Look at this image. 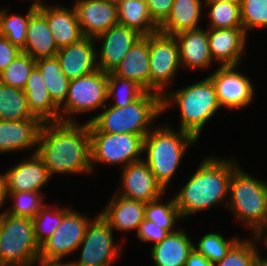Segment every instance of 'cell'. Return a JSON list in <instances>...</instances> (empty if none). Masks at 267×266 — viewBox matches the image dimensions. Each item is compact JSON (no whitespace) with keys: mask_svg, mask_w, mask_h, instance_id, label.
<instances>
[{"mask_svg":"<svg viewBox=\"0 0 267 266\" xmlns=\"http://www.w3.org/2000/svg\"><path fill=\"white\" fill-rule=\"evenodd\" d=\"M73 6L84 37L95 38L118 24L117 5L106 0H76Z\"/></svg>","mask_w":267,"mask_h":266,"instance_id":"2e32d148","label":"cell"},{"mask_svg":"<svg viewBox=\"0 0 267 266\" xmlns=\"http://www.w3.org/2000/svg\"><path fill=\"white\" fill-rule=\"evenodd\" d=\"M142 135L128 133L90 132L91 168L94 163L122 165L125 168L132 162L143 159ZM124 163V164H122Z\"/></svg>","mask_w":267,"mask_h":266,"instance_id":"9c48e42d","label":"cell"},{"mask_svg":"<svg viewBox=\"0 0 267 266\" xmlns=\"http://www.w3.org/2000/svg\"><path fill=\"white\" fill-rule=\"evenodd\" d=\"M39 255L33 220L0 213V266H26Z\"/></svg>","mask_w":267,"mask_h":266,"instance_id":"52a82bcc","label":"cell"},{"mask_svg":"<svg viewBox=\"0 0 267 266\" xmlns=\"http://www.w3.org/2000/svg\"><path fill=\"white\" fill-rule=\"evenodd\" d=\"M32 154L4 173L7 192H41L49 183L52 177L48 168L36 153Z\"/></svg>","mask_w":267,"mask_h":266,"instance_id":"e0dca14e","label":"cell"},{"mask_svg":"<svg viewBox=\"0 0 267 266\" xmlns=\"http://www.w3.org/2000/svg\"><path fill=\"white\" fill-rule=\"evenodd\" d=\"M113 229L100 214L91 219L78 250L82 248L79 261H70L71 266H111L120 256L121 245L114 243ZM112 262V263H111Z\"/></svg>","mask_w":267,"mask_h":266,"instance_id":"30bf717a","label":"cell"},{"mask_svg":"<svg viewBox=\"0 0 267 266\" xmlns=\"http://www.w3.org/2000/svg\"><path fill=\"white\" fill-rule=\"evenodd\" d=\"M36 154L52 177L92 173L89 123H43Z\"/></svg>","mask_w":267,"mask_h":266,"instance_id":"6da1fadb","label":"cell"},{"mask_svg":"<svg viewBox=\"0 0 267 266\" xmlns=\"http://www.w3.org/2000/svg\"><path fill=\"white\" fill-rule=\"evenodd\" d=\"M238 166L234 159L206 156L182 189L174 196L181 220L228 200L229 183Z\"/></svg>","mask_w":267,"mask_h":266,"instance_id":"7a4b0ae2","label":"cell"},{"mask_svg":"<svg viewBox=\"0 0 267 266\" xmlns=\"http://www.w3.org/2000/svg\"><path fill=\"white\" fill-rule=\"evenodd\" d=\"M238 67L219 66L209 76L214 83L221 109L239 110L252 103L254 86L247 76L236 70Z\"/></svg>","mask_w":267,"mask_h":266,"instance_id":"4fadbf2b","label":"cell"},{"mask_svg":"<svg viewBox=\"0 0 267 266\" xmlns=\"http://www.w3.org/2000/svg\"><path fill=\"white\" fill-rule=\"evenodd\" d=\"M95 44L94 38L84 37L58 50L56 58L69 80L77 79L98 69Z\"/></svg>","mask_w":267,"mask_h":266,"instance_id":"d6986e66","label":"cell"},{"mask_svg":"<svg viewBox=\"0 0 267 266\" xmlns=\"http://www.w3.org/2000/svg\"><path fill=\"white\" fill-rule=\"evenodd\" d=\"M142 37L138 31L120 24L96 36L94 41L102 42L100 51L96 50L97 68L103 72H112Z\"/></svg>","mask_w":267,"mask_h":266,"instance_id":"9a60e30c","label":"cell"},{"mask_svg":"<svg viewBox=\"0 0 267 266\" xmlns=\"http://www.w3.org/2000/svg\"><path fill=\"white\" fill-rule=\"evenodd\" d=\"M42 125L37 117L21 121L0 120V153L20 152L34 147L36 153Z\"/></svg>","mask_w":267,"mask_h":266,"instance_id":"44dd1931","label":"cell"},{"mask_svg":"<svg viewBox=\"0 0 267 266\" xmlns=\"http://www.w3.org/2000/svg\"><path fill=\"white\" fill-rule=\"evenodd\" d=\"M137 233V237L143 242H154L153 245L161 242L169 232L166 229L160 228L156 223L144 219L140 224Z\"/></svg>","mask_w":267,"mask_h":266,"instance_id":"b9f144b4","label":"cell"},{"mask_svg":"<svg viewBox=\"0 0 267 266\" xmlns=\"http://www.w3.org/2000/svg\"><path fill=\"white\" fill-rule=\"evenodd\" d=\"M204 1L173 0L171 12L167 19L159 26V31L163 34L175 36L181 32L201 28L198 24L202 17Z\"/></svg>","mask_w":267,"mask_h":266,"instance_id":"83f0119b","label":"cell"},{"mask_svg":"<svg viewBox=\"0 0 267 266\" xmlns=\"http://www.w3.org/2000/svg\"><path fill=\"white\" fill-rule=\"evenodd\" d=\"M108 102V72L100 69L70 80L68 95L59 107L60 122L78 123L74 114L103 108ZM72 115V116H71Z\"/></svg>","mask_w":267,"mask_h":266,"instance_id":"ba28073f","label":"cell"},{"mask_svg":"<svg viewBox=\"0 0 267 266\" xmlns=\"http://www.w3.org/2000/svg\"><path fill=\"white\" fill-rule=\"evenodd\" d=\"M208 44L213 61L220 66H241L247 33L243 28L208 29Z\"/></svg>","mask_w":267,"mask_h":266,"instance_id":"ac0fdd59","label":"cell"},{"mask_svg":"<svg viewBox=\"0 0 267 266\" xmlns=\"http://www.w3.org/2000/svg\"><path fill=\"white\" fill-rule=\"evenodd\" d=\"M174 37L179 46L182 67L205 70L212 66L214 61L208 44L207 30L198 28L178 33Z\"/></svg>","mask_w":267,"mask_h":266,"instance_id":"7402d4cb","label":"cell"},{"mask_svg":"<svg viewBox=\"0 0 267 266\" xmlns=\"http://www.w3.org/2000/svg\"><path fill=\"white\" fill-rule=\"evenodd\" d=\"M265 233V234H264ZM256 239L260 244L263 242L262 245L267 249V225L262 228L256 235Z\"/></svg>","mask_w":267,"mask_h":266,"instance_id":"c3c4849f","label":"cell"},{"mask_svg":"<svg viewBox=\"0 0 267 266\" xmlns=\"http://www.w3.org/2000/svg\"><path fill=\"white\" fill-rule=\"evenodd\" d=\"M183 229L169 233L161 242L152 245L150 253L155 266H185L190 252L194 249Z\"/></svg>","mask_w":267,"mask_h":266,"instance_id":"4316f807","label":"cell"},{"mask_svg":"<svg viewBox=\"0 0 267 266\" xmlns=\"http://www.w3.org/2000/svg\"><path fill=\"white\" fill-rule=\"evenodd\" d=\"M144 92L134 81L108 72V100L113 99L115 101L111 106L126 107L137 100Z\"/></svg>","mask_w":267,"mask_h":266,"instance_id":"8d00e7d4","label":"cell"},{"mask_svg":"<svg viewBox=\"0 0 267 266\" xmlns=\"http://www.w3.org/2000/svg\"><path fill=\"white\" fill-rule=\"evenodd\" d=\"M31 113L43 123L60 122L59 107L52 101L44 79L35 66L23 89Z\"/></svg>","mask_w":267,"mask_h":266,"instance_id":"484cf974","label":"cell"},{"mask_svg":"<svg viewBox=\"0 0 267 266\" xmlns=\"http://www.w3.org/2000/svg\"><path fill=\"white\" fill-rule=\"evenodd\" d=\"M102 113L87 120L90 132L128 133L145 137L162 114V97L154 92H144L126 107L105 105Z\"/></svg>","mask_w":267,"mask_h":266,"instance_id":"3957f363","label":"cell"},{"mask_svg":"<svg viewBox=\"0 0 267 266\" xmlns=\"http://www.w3.org/2000/svg\"><path fill=\"white\" fill-rule=\"evenodd\" d=\"M7 186L4 174L0 175V208L4 206L5 201L7 202Z\"/></svg>","mask_w":267,"mask_h":266,"instance_id":"7dc6e473","label":"cell"},{"mask_svg":"<svg viewBox=\"0 0 267 266\" xmlns=\"http://www.w3.org/2000/svg\"><path fill=\"white\" fill-rule=\"evenodd\" d=\"M156 128L144 137L143 153H147L144 161L154 174L155 179L166 190L172 181L181 159L190 144L197 143V139L188 132H176L166 124Z\"/></svg>","mask_w":267,"mask_h":266,"instance_id":"5b68a950","label":"cell"},{"mask_svg":"<svg viewBox=\"0 0 267 266\" xmlns=\"http://www.w3.org/2000/svg\"><path fill=\"white\" fill-rule=\"evenodd\" d=\"M35 262H39V266H71V262H64L62 260H56V259H44V258H36L32 262H30L26 266H33Z\"/></svg>","mask_w":267,"mask_h":266,"instance_id":"bcb514c9","label":"cell"},{"mask_svg":"<svg viewBox=\"0 0 267 266\" xmlns=\"http://www.w3.org/2000/svg\"><path fill=\"white\" fill-rule=\"evenodd\" d=\"M150 92L161 97L180 68L176 38L160 31L149 35Z\"/></svg>","mask_w":267,"mask_h":266,"instance_id":"8fae6325","label":"cell"},{"mask_svg":"<svg viewBox=\"0 0 267 266\" xmlns=\"http://www.w3.org/2000/svg\"><path fill=\"white\" fill-rule=\"evenodd\" d=\"M185 266H214V263L193 249L188 255Z\"/></svg>","mask_w":267,"mask_h":266,"instance_id":"f6af8a7d","label":"cell"},{"mask_svg":"<svg viewBox=\"0 0 267 266\" xmlns=\"http://www.w3.org/2000/svg\"><path fill=\"white\" fill-rule=\"evenodd\" d=\"M42 192H7L8 197L12 198L13 205L7 208L5 213L15 216L32 219L35 217L40 208L44 205Z\"/></svg>","mask_w":267,"mask_h":266,"instance_id":"ab89813d","label":"cell"},{"mask_svg":"<svg viewBox=\"0 0 267 266\" xmlns=\"http://www.w3.org/2000/svg\"><path fill=\"white\" fill-rule=\"evenodd\" d=\"M58 206L53 210L51 206L48 207V205L44 204L38 214L32 218L34 236L39 246L54 233L61 224L63 217L72 209Z\"/></svg>","mask_w":267,"mask_h":266,"instance_id":"e575fe53","label":"cell"},{"mask_svg":"<svg viewBox=\"0 0 267 266\" xmlns=\"http://www.w3.org/2000/svg\"><path fill=\"white\" fill-rule=\"evenodd\" d=\"M118 24L132 28L143 36L159 31L145 0H124L117 6Z\"/></svg>","mask_w":267,"mask_h":266,"instance_id":"f1b7e54d","label":"cell"},{"mask_svg":"<svg viewBox=\"0 0 267 266\" xmlns=\"http://www.w3.org/2000/svg\"><path fill=\"white\" fill-rule=\"evenodd\" d=\"M21 53L6 37L0 35V73Z\"/></svg>","mask_w":267,"mask_h":266,"instance_id":"ee69618b","label":"cell"},{"mask_svg":"<svg viewBox=\"0 0 267 266\" xmlns=\"http://www.w3.org/2000/svg\"><path fill=\"white\" fill-rule=\"evenodd\" d=\"M90 220L88 215L80 214L72 208L54 233L40 245L39 257L64 260L63 258L78 250Z\"/></svg>","mask_w":267,"mask_h":266,"instance_id":"7c38bea8","label":"cell"},{"mask_svg":"<svg viewBox=\"0 0 267 266\" xmlns=\"http://www.w3.org/2000/svg\"><path fill=\"white\" fill-rule=\"evenodd\" d=\"M36 67L41 73L45 87L52 101L60 107L68 95L70 80L62 71L56 56L36 60Z\"/></svg>","mask_w":267,"mask_h":266,"instance_id":"f546056e","label":"cell"},{"mask_svg":"<svg viewBox=\"0 0 267 266\" xmlns=\"http://www.w3.org/2000/svg\"><path fill=\"white\" fill-rule=\"evenodd\" d=\"M121 171V185L115 191L117 195L145 203L164 196L166 190L155 179L144 159L130 163Z\"/></svg>","mask_w":267,"mask_h":266,"instance_id":"5bb4252c","label":"cell"},{"mask_svg":"<svg viewBox=\"0 0 267 266\" xmlns=\"http://www.w3.org/2000/svg\"><path fill=\"white\" fill-rule=\"evenodd\" d=\"M58 50L46 17L36 8L30 14L25 46L21 52L39 60L55 57Z\"/></svg>","mask_w":267,"mask_h":266,"instance_id":"d4e9b609","label":"cell"},{"mask_svg":"<svg viewBox=\"0 0 267 266\" xmlns=\"http://www.w3.org/2000/svg\"><path fill=\"white\" fill-rule=\"evenodd\" d=\"M149 35L137 41L114 68L118 77L137 83L145 92H150Z\"/></svg>","mask_w":267,"mask_h":266,"instance_id":"603a6c76","label":"cell"},{"mask_svg":"<svg viewBox=\"0 0 267 266\" xmlns=\"http://www.w3.org/2000/svg\"><path fill=\"white\" fill-rule=\"evenodd\" d=\"M161 200L162 197L146 203L144 217L169 233L175 232L177 230L176 223L181 219L175 199L174 197L170 198L164 203Z\"/></svg>","mask_w":267,"mask_h":266,"instance_id":"836d02e7","label":"cell"},{"mask_svg":"<svg viewBox=\"0 0 267 266\" xmlns=\"http://www.w3.org/2000/svg\"><path fill=\"white\" fill-rule=\"evenodd\" d=\"M173 103L180 109L178 128L190 133L197 140L207 121L221 108L214 83L209 76L182 89L165 93L162 97V114Z\"/></svg>","mask_w":267,"mask_h":266,"instance_id":"277c9868","label":"cell"},{"mask_svg":"<svg viewBox=\"0 0 267 266\" xmlns=\"http://www.w3.org/2000/svg\"><path fill=\"white\" fill-rule=\"evenodd\" d=\"M108 2H110L111 4H114V5H119L121 4L124 0H106Z\"/></svg>","mask_w":267,"mask_h":266,"instance_id":"816d5d0a","label":"cell"},{"mask_svg":"<svg viewBox=\"0 0 267 266\" xmlns=\"http://www.w3.org/2000/svg\"><path fill=\"white\" fill-rule=\"evenodd\" d=\"M240 12L242 28L246 33L253 28L267 27V0H242Z\"/></svg>","mask_w":267,"mask_h":266,"instance_id":"60d3db41","label":"cell"},{"mask_svg":"<svg viewBox=\"0 0 267 266\" xmlns=\"http://www.w3.org/2000/svg\"><path fill=\"white\" fill-rule=\"evenodd\" d=\"M226 206L255 236L267 225V182L254 178L238 165L232 172Z\"/></svg>","mask_w":267,"mask_h":266,"instance_id":"8992f818","label":"cell"},{"mask_svg":"<svg viewBox=\"0 0 267 266\" xmlns=\"http://www.w3.org/2000/svg\"><path fill=\"white\" fill-rule=\"evenodd\" d=\"M151 18L160 26L169 16L173 0H145Z\"/></svg>","mask_w":267,"mask_h":266,"instance_id":"7bdbcfd3","label":"cell"},{"mask_svg":"<svg viewBox=\"0 0 267 266\" xmlns=\"http://www.w3.org/2000/svg\"><path fill=\"white\" fill-rule=\"evenodd\" d=\"M71 8L61 5L48 6L44 2L37 1V9L46 17L49 29L59 49L84 38L76 10L74 6Z\"/></svg>","mask_w":267,"mask_h":266,"instance_id":"ffe728a7","label":"cell"},{"mask_svg":"<svg viewBox=\"0 0 267 266\" xmlns=\"http://www.w3.org/2000/svg\"><path fill=\"white\" fill-rule=\"evenodd\" d=\"M205 1H221V2H229L241 5L242 0H205Z\"/></svg>","mask_w":267,"mask_h":266,"instance_id":"f907efd6","label":"cell"},{"mask_svg":"<svg viewBox=\"0 0 267 266\" xmlns=\"http://www.w3.org/2000/svg\"><path fill=\"white\" fill-rule=\"evenodd\" d=\"M37 8L34 0L25 16L8 14V9H0V35L6 37L13 45L22 50L25 46L27 26L30 14Z\"/></svg>","mask_w":267,"mask_h":266,"instance_id":"1f68e13d","label":"cell"},{"mask_svg":"<svg viewBox=\"0 0 267 266\" xmlns=\"http://www.w3.org/2000/svg\"><path fill=\"white\" fill-rule=\"evenodd\" d=\"M239 240L238 236L226 240L222 234L211 232L203 235L193 248L210 262L216 263L222 260Z\"/></svg>","mask_w":267,"mask_h":266,"instance_id":"d590c367","label":"cell"},{"mask_svg":"<svg viewBox=\"0 0 267 266\" xmlns=\"http://www.w3.org/2000/svg\"><path fill=\"white\" fill-rule=\"evenodd\" d=\"M33 117L24 91L0 82V120L21 121Z\"/></svg>","mask_w":267,"mask_h":266,"instance_id":"4dcf8cb0","label":"cell"},{"mask_svg":"<svg viewBox=\"0 0 267 266\" xmlns=\"http://www.w3.org/2000/svg\"><path fill=\"white\" fill-rule=\"evenodd\" d=\"M243 240L242 238L230 249L227 255L214 266H256L259 244L256 237Z\"/></svg>","mask_w":267,"mask_h":266,"instance_id":"f35d334b","label":"cell"},{"mask_svg":"<svg viewBox=\"0 0 267 266\" xmlns=\"http://www.w3.org/2000/svg\"><path fill=\"white\" fill-rule=\"evenodd\" d=\"M208 8L210 29L242 28L240 5L221 1H204Z\"/></svg>","mask_w":267,"mask_h":266,"instance_id":"d6a6232c","label":"cell"},{"mask_svg":"<svg viewBox=\"0 0 267 266\" xmlns=\"http://www.w3.org/2000/svg\"><path fill=\"white\" fill-rule=\"evenodd\" d=\"M107 205L100 214L108 221L112 229L122 232L135 229L138 231L145 219V202L127 199L114 192Z\"/></svg>","mask_w":267,"mask_h":266,"instance_id":"cb8c5ba5","label":"cell"},{"mask_svg":"<svg viewBox=\"0 0 267 266\" xmlns=\"http://www.w3.org/2000/svg\"><path fill=\"white\" fill-rule=\"evenodd\" d=\"M261 254L258 251V256L256 260V266H267V257L260 256Z\"/></svg>","mask_w":267,"mask_h":266,"instance_id":"681fc988","label":"cell"},{"mask_svg":"<svg viewBox=\"0 0 267 266\" xmlns=\"http://www.w3.org/2000/svg\"><path fill=\"white\" fill-rule=\"evenodd\" d=\"M35 66L36 60L30 55L21 52L11 64L0 73V82L13 88L23 90Z\"/></svg>","mask_w":267,"mask_h":266,"instance_id":"74e56055","label":"cell"}]
</instances>
